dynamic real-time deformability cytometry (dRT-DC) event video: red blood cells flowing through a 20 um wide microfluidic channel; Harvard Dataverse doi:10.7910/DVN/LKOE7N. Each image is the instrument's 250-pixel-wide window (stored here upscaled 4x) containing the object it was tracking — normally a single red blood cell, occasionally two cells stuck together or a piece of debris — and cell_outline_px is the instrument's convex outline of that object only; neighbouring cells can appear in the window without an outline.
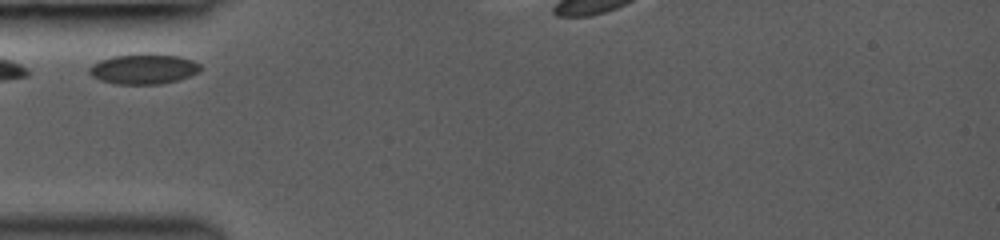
{"species": "common noctule bat (a hibernating species)", "species_latin": "Nyctalus noctula", "temperature_condition": "room temperature", "stored_images_in_passage": 1, "camera_frame_rate_fps": 3000, "um_per_image_px": 0.085, "animal": {"sex": "female", "body_mass_g": 19.0, "forearm_length_mm": 53.3}, "frame": {"image": 1, "passage_image": 1, "time_ms": 0.0, "image_size_px": [1000, 240], "cell_outline_px": [[204, 68], [200, 72], [176, 80], [160, 84], [116, 84], [100, 80], [92, 76], [88, 72], [88, 68], [92, 64], [100, 60], [112, 56], [180, 56], [192, 60], [200, 64]], "centroid_in_image_um": [12.2, 5.9], "position_along_channel_um": 72.8, "area_um2": 18.96}}